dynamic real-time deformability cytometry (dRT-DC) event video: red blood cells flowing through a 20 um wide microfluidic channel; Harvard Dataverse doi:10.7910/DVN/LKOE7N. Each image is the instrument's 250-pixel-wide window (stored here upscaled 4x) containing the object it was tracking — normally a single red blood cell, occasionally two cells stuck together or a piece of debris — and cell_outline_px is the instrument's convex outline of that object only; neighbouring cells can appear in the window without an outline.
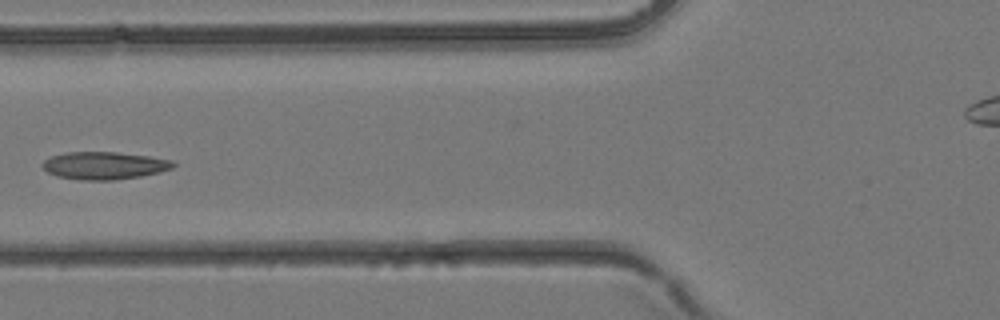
{"species": "common noctule bat (a hibernating species)", "species_latin": "Nyctalus noctula", "temperature_condition": "room temperature", "stored_images_in_passage": 3, "camera_frame_rate_fps": 3000, "um_per_image_px": 0.085, "animal": {"sex": "female", "body_mass_g": 24.6, "forearm_length_mm": 56.2}, "frame": {"image": 1, "passage_image": 3, "time_ms": 0.667, "image_size_px": [1000, 320], "cell_outline_px": [[176, 164], [172, 168], [160, 172], [140, 176], [112, 180], [80, 180], [56, 176], [48, 172], [40, 164], [44, 160], [52, 156], [68, 152], [116, 152], [148, 156], [172, 160]], "centroid_in_image_um": [8.85, 14.07], "position_along_channel_um": 116.9, "area_um2": 20.92}}